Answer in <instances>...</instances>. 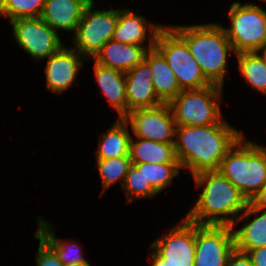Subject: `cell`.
Returning a JSON list of instances; mask_svg holds the SVG:
<instances>
[{
	"mask_svg": "<svg viewBox=\"0 0 266 266\" xmlns=\"http://www.w3.org/2000/svg\"><path fill=\"white\" fill-rule=\"evenodd\" d=\"M149 258L151 259V266H169L166 264V260L160 257L151 247L149 251Z\"/></svg>",
	"mask_w": 266,
	"mask_h": 266,
	"instance_id": "obj_33",
	"label": "cell"
},
{
	"mask_svg": "<svg viewBox=\"0 0 266 266\" xmlns=\"http://www.w3.org/2000/svg\"><path fill=\"white\" fill-rule=\"evenodd\" d=\"M223 88L210 85L202 89L182 90L168 104L176 125L206 126L220 123L222 111L219 100Z\"/></svg>",
	"mask_w": 266,
	"mask_h": 266,
	"instance_id": "obj_5",
	"label": "cell"
},
{
	"mask_svg": "<svg viewBox=\"0 0 266 266\" xmlns=\"http://www.w3.org/2000/svg\"><path fill=\"white\" fill-rule=\"evenodd\" d=\"M229 27H224L235 54L256 52L266 46V11L254 3H232L228 9Z\"/></svg>",
	"mask_w": 266,
	"mask_h": 266,
	"instance_id": "obj_6",
	"label": "cell"
},
{
	"mask_svg": "<svg viewBox=\"0 0 266 266\" xmlns=\"http://www.w3.org/2000/svg\"><path fill=\"white\" fill-rule=\"evenodd\" d=\"M10 24L18 46L36 61L48 58L64 46L60 34L40 17L21 18Z\"/></svg>",
	"mask_w": 266,
	"mask_h": 266,
	"instance_id": "obj_9",
	"label": "cell"
},
{
	"mask_svg": "<svg viewBox=\"0 0 266 266\" xmlns=\"http://www.w3.org/2000/svg\"><path fill=\"white\" fill-rule=\"evenodd\" d=\"M135 165L145 177L151 187L159 194L173 184V179L180 174V163H141Z\"/></svg>",
	"mask_w": 266,
	"mask_h": 266,
	"instance_id": "obj_25",
	"label": "cell"
},
{
	"mask_svg": "<svg viewBox=\"0 0 266 266\" xmlns=\"http://www.w3.org/2000/svg\"><path fill=\"white\" fill-rule=\"evenodd\" d=\"M65 266H91L90 263H77V264H69Z\"/></svg>",
	"mask_w": 266,
	"mask_h": 266,
	"instance_id": "obj_35",
	"label": "cell"
},
{
	"mask_svg": "<svg viewBox=\"0 0 266 266\" xmlns=\"http://www.w3.org/2000/svg\"><path fill=\"white\" fill-rule=\"evenodd\" d=\"M164 27L162 24L147 22L146 17L140 16L130 9H118V22L115 28L113 40L135 46H145L147 50L155 48L158 32ZM149 33V44L144 45Z\"/></svg>",
	"mask_w": 266,
	"mask_h": 266,
	"instance_id": "obj_14",
	"label": "cell"
},
{
	"mask_svg": "<svg viewBox=\"0 0 266 266\" xmlns=\"http://www.w3.org/2000/svg\"><path fill=\"white\" fill-rule=\"evenodd\" d=\"M93 71L101 92L118 112V118L127 114L125 73L94 63Z\"/></svg>",
	"mask_w": 266,
	"mask_h": 266,
	"instance_id": "obj_20",
	"label": "cell"
},
{
	"mask_svg": "<svg viewBox=\"0 0 266 266\" xmlns=\"http://www.w3.org/2000/svg\"><path fill=\"white\" fill-rule=\"evenodd\" d=\"M122 190L125 192L127 203L142 198H153L158 194L145 180L143 173L133 164L126 175Z\"/></svg>",
	"mask_w": 266,
	"mask_h": 266,
	"instance_id": "obj_28",
	"label": "cell"
},
{
	"mask_svg": "<svg viewBox=\"0 0 266 266\" xmlns=\"http://www.w3.org/2000/svg\"><path fill=\"white\" fill-rule=\"evenodd\" d=\"M96 165L102 180V190L105 192L118 181L121 184V188L123 187L132 163L130 154H128L119 158L96 159Z\"/></svg>",
	"mask_w": 266,
	"mask_h": 266,
	"instance_id": "obj_26",
	"label": "cell"
},
{
	"mask_svg": "<svg viewBox=\"0 0 266 266\" xmlns=\"http://www.w3.org/2000/svg\"><path fill=\"white\" fill-rule=\"evenodd\" d=\"M92 0H45L40 18L57 33H75L84 9Z\"/></svg>",
	"mask_w": 266,
	"mask_h": 266,
	"instance_id": "obj_17",
	"label": "cell"
},
{
	"mask_svg": "<svg viewBox=\"0 0 266 266\" xmlns=\"http://www.w3.org/2000/svg\"><path fill=\"white\" fill-rule=\"evenodd\" d=\"M251 216L254 218L251 219ZM245 220L247 223L245 222L239 229L235 228L238 223ZM232 228L236 250L247 253L250 250L266 246V209L254 207L249 203L247 208L236 218Z\"/></svg>",
	"mask_w": 266,
	"mask_h": 266,
	"instance_id": "obj_16",
	"label": "cell"
},
{
	"mask_svg": "<svg viewBox=\"0 0 266 266\" xmlns=\"http://www.w3.org/2000/svg\"><path fill=\"white\" fill-rule=\"evenodd\" d=\"M246 254L253 266H266V246L250 250Z\"/></svg>",
	"mask_w": 266,
	"mask_h": 266,
	"instance_id": "obj_31",
	"label": "cell"
},
{
	"mask_svg": "<svg viewBox=\"0 0 266 266\" xmlns=\"http://www.w3.org/2000/svg\"><path fill=\"white\" fill-rule=\"evenodd\" d=\"M169 26L186 42L193 58L211 85L224 87L229 72L228 53L235 55L223 25L218 23Z\"/></svg>",
	"mask_w": 266,
	"mask_h": 266,
	"instance_id": "obj_3",
	"label": "cell"
},
{
	"mask_svg": "<svg viewBox=\"0 0 266 266\" xmlns=\"http://www.w3.org/2000/svg\"><path fill=\"white\" fill-rule=\"evenodd\" d=\"M144 60L150 65L155 93L163 103H169L182 91L175 74L156 48L148 50Z\"/></svg>",
	"mask_w": 266,
	"mask_h": 266,
	"instance_id": "obj_19",
	"label": "cell"
},
{
	"mask_svg": "<svg viewBox=\"0 0 266 266\" xmlns=\"http://www.w3.org/2000/svg\"><path fill=\"white\" fill-rule=\"evenodd\" d=\"M123 119L130 125L134 137L165 144L175 142L176 123L168 103L131 110Z\"/></svg>",
	"mask_w": 266,
	"mask_h": 266,
	"instance_id": "obj_11",
	"label": "cell"
},
{
	"mask_svg": "<svg viewBox=\"0 0 266 266\" xmlns=\"http://www.w3.org/2000/svg\"><path fill=\"white\" fill-rule=\"evenodd\" d=\"M46 60V87L52 93L61 95L73 86L86 58L73 48L63 46Z\"/></svg>",
	"mask_w": 266,
	"mask_h": 266,
	"instance_id": "obj_13",
	"label": "cell"
},
{
	"mask_svg": "<svg viewBox=\"0 0 266 266\" xmlns=\"http://www.w3.org/2000/svg\"><path fill=\"white\" fill-rule=\"evenodd\" d=\"M150 247L169 266H194L195 223L182 218L170 232L151 242Z\"/></svg>",
	"mask_w": 266,
	"mask_h": 266,
	"instance_id": "obj_12",
	"label": "cell"
},
{
	"mask_svg": "<svg viewBox=\"0 0 266 266\" xmlns=\"http://www.w3.org/2000/svg\"><path fill=\"white\" fill-rule=\"evenodd\" d=\"M129 154L132 164L179 163L174 144H165L139 137L131 136Z\"/></svg>",
	"mask_w": 266,
	"mask_h": 266,
	"instance_id": "obj_21",
	"label": "cell"
},
{
	"mask_svg": "<svg viewBox=\"0 0 266 266\" xmlns=\"http://www.w3.org/2000/svg\"><path fill=\"white\" fill-rule=\"evenodd\" d=\"M218 171L250 201L266 183V147L243 136L223 158Z\"/></svg>",
	"mask_w": 266,
	"mask_h": 266,
	"instance_id": "obj_4",
	"label": "cell"
},
{
	"mask_svg": "<svg viewBox=\"0 0 266 266\" xmlns=\"http://www.w3.org/2000/svg\"><path fill=\"white\" fill-rule=\"evenodd\" d=\"M241 130L223 119L206 126L176 125L175 153L182 169L196 175L218 171L223 158L243 137Z\"/></svg>",
	"mask_w": 266,
	"mask_h": 266,
	"instance_id": "obj_1",
	"label": "cell"
},
{
	"mask_svg": "<svg viewBox=\"0 0 266 266\" xmlns=\"http://www.w3.org/2000/svg\"><path fill=\"white\" fill-rule=\"evenodd\" d=\"M256 53L260 56L262 59L264 65L266 66V46L260 48L259 50L256 51Z\"/></svg>",
	"mask_w": 266,
	"mask_h": 266,
	"instance_id": "obj_34",
	"label": "cell"
},
{
	"mask_svg": "<svg viewBox=\"0 0 266 266\" xmlns=\"http://www.w3.org/2000/svg\"><path fill=\"white\" fill-rule=\"evenodd\" d=\"M193 178L195 186L203 189L183 218L198 225L233 226L247 208V198L219 171H203Z\"/></svg>",
	"mask_w": 266,
	"mask_h": 266,
	"instance_id": "obj_2",
	"label": "cell"
},
{
	"mask_svg": "<svg viewBox=\"0 0 266 266\" xmlns=\"http://www.w3.org/2000/svg\"><path fill=\"white\" fill-rule=\"evenodd\" d=\"M38 218V231L35 233L40 236L57 254L64 265L89 263L83 256L81 244L76 241L60 239L57 237L54 226L41 216Z\"/></svg>",
	"mask_w": 266,
	"mask_h": 266,
	"instance_id": "obj_23",
	"label": "cell"
},
{
	"mask_svg": "<svg viewBox=\"0 0 266 266\" xmlns=\"http://www.w3.org/2000/svg\"><path fill=\"white\" fill-rule=\"evenodd\" d=\"M226 266H253L249 256L246 253L236 249L230 254Z\"/></svg>",
	"mask_w": 266,
	"mask_h": 266,
	"instance_id": "obj_30",
	"label": "cell"
},
{
	"mask_svg": "<svg viewBox=\"0 0 266 266\" xmlns=\"http://www.w3.org/2000/svg\"><path fill=\"white\" fill-rule=\"evenodd\" d=\"M234 249L232 226L195 223L194 266H226Z\"/></svg>",
	"mask_w": 266,
	"mask_h": 266,
	"instance_id": "obj_10",
	"label": "cell"
},
{
	"mask_svg": "<svg viewBox=\"0 0 266 266\" xmlns=\"http://www.w3.org/2000/svg\"><path fill=\"white\" fill-rule=\"evenodd\" d=\"M147 51L145 46L125 44L112 39L104 44L92 60L104 67L127 73L144 60Z\"/></svg>",
	"mask_w": 266,
	"mask_h": 266,
	"instance_id": "obj_18",
	"label": "cell"
},
{
	"mask_svg": "<svg viewBox=\"0 0 266 266\" xmlns=\"http://www.w3.org/2000/svg\"><path fill=\"white\" fill-rule=\"evenodd\" d=\"M127 113L138 108H153L163 102L155 93L150 65L143 60L125 73Z\"/></svg>",
	"mask_w": 266,
	"mask_h": 266,
	"instance_id": "obj_15",
	"label": "cell"
},
{
	"mask_svg": "<svg viewBox=\"0 0 266 266\" xmlns=\"http://www.w3.org/2000/svg\"><path fill=\"white\" fill-rule=\"evenodd\" d=\"M155 48L166 59L182 90L202 89L211 85L186 42L169 25H164L158 32Z\"/></svg>",
	"mask_w": 266,
	"mask_h": 266,
	"instance_id": "obj_7",
	"label": "cell"
},
{
	"mask_svg": "<svg viewBox=\"0 0 266 266\" xmlns=\"http://www.w3.org/2000/svg\"><path fill=\"white\" fill-rule=\"evenodd\" d=\"M249 203L254 207L266 209V183L265 185L253 196Z\"/></svg>",
	"mask_w": 266,
	"mask_h": 266,
	"instance_id": "obj_32",
	"label": "cell"
},
{
	"mask_svg": "<svg viewBox=\"0 0 266 266\" xmlns=\"http://www.w3.org/2000/svg\"><path fill=\"white\" fill-rule=\"evenodd\" d=\"M45 0H0V16L12 22L21 18L41 16Z\"/></svg>",
	"mask_w": 266,
	"mask_h": 266,
	"instance_id": "obj_27",
	"label": "cell"
},
{
	"mask_svg": "<svg viewBox=\"0 0 266 266\" xmlns=\"http://www.w3.org/2000/svg\"><path fill=\"white\" fill-rule=\"evenodd\" d=\"M239 71L253 89L266 94V66L256 52L235 54Z\"/></svg>",
	"mask_w": 266,
	"mask_h": 266,
	"instance_id": "obj_24",
	"label": "cell"
},
{
	"mask_svg": "<svg viewBox=\"0 0 266 266\" xmlns=\"http://www.w3.org/2000/svg\"><path fill=\"white\" fill-rule=\"evenodd\" d=\"M123 118H118L111 128L99 135V144L96 150V159L124 157L129 154L131 131Z\"/></svg>",
	"mask_w": 266,
	"mask_h": 266,
	"instance_id": "obj_22",
	"label": "cell"
},
{
	"mask_svg": "<svg viewBox=\"0 0 266 266\" xmlns=\"http://www.w3.org/2000/svg\"><path fill=\"white\" fill-rule=\"evenodd\" d=\"M34 236L39 240L38 252L35 256L37 266H65L55 251L40 236L36 233Z\"/></svg>",
	"mask_w": 266,
	"mask_h": 266,
	"instance_id": "obj_29",
	"label": "cell"
},
{
	"mask_svg": "<svg viewBox=\"0 0 266 266\" xmlns=\"http://www.w3.org/2000/svg\"><path fill=\"white\" fill-rule=\"evenodd\" d=\"M92 0L84 9L73 34V48L83 57L93 59L104 44L113 39L118 22V9L94 10Z\"/></svg>",
	"mask_w": 266,
	"mask_h": 266,
	"instance_id": "obj_8",
	"label": "cell"
}]
</instances>
